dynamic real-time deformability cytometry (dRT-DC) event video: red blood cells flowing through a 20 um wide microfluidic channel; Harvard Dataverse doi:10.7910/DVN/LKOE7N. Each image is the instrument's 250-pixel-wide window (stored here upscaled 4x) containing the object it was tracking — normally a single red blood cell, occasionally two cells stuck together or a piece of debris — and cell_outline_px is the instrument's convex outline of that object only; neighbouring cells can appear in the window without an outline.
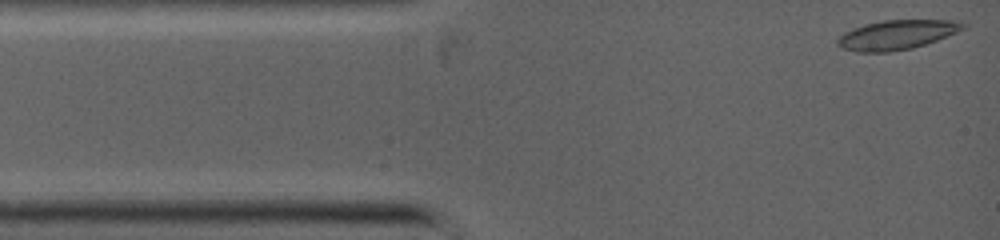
{"species": "common noctule bat (a hibernating species)", "species_latin": "Nyctalus noctula", "temperature_condition": "warm", "stored_images_in_passage": 60, "camera_frame_rate_fps": 5000, "um_per_image_px": 0.085, "animal": {"sex": "female", "body_mass_g": 19.0, "forearm_length_mm": 53.3}, "frame": {"image": 1, "passage_image": 1, "time_ms": 0.0, "image_size_px": [1000, 240], "cell_outline_px": [[968, 28], [936, 40], [912, 48], [888, 52], [856, 52], [840, 48], [836, 44], [836, 40], [844, 32], [852, 28], [864, 24], [884, 20], [956, 20], [968, 24]], "centroid_in_image_um": [76.22, 2.95], "position_along_channel_um": 8.8, "area_um2": 21.73}}
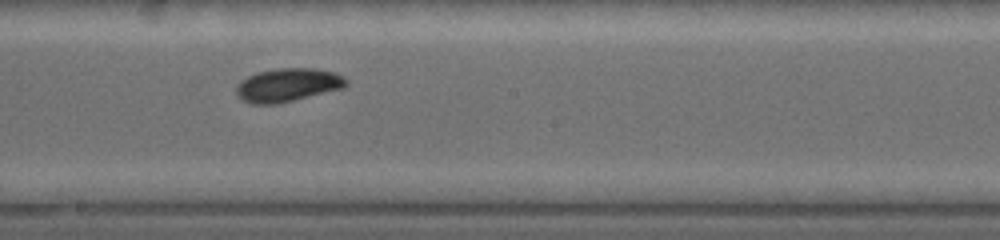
{"frame": {"image": 2, "passage_image": 35, "time_ms": 5.6, "image_size_px": [1000, 240], "cell_outline_px": [[348, 84], [344, 88], [276, 104], [252, 104], [240, 100], [236, 96], [236, 84], [240, 80], [256, 72], [276, 68], [312, 68], [332, 72], [348, 80]], "centroid_in_image_um": [24.39, 7.23], "position_along_channel_um": 223.8, "area_um2": 21.5}}
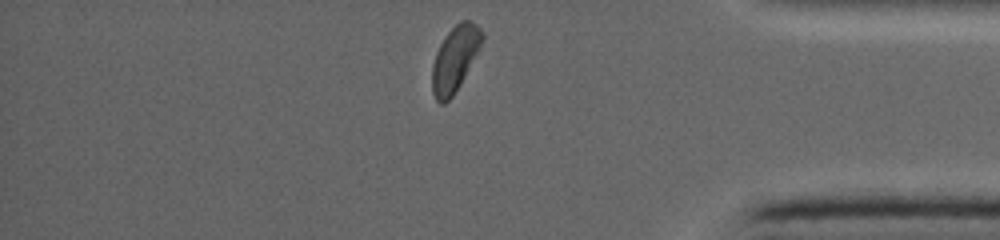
{"frame": {"image": 3, "passage_image": 60, "time_ms": 9.6, "image_size_px": [1000, 240], "cell_outline_px": [[484, 36], [480, 48], [460, 84], [452, 96], [444, 104], [440, 104], [436, 100], [432, 92], [432, 64], [436, 52], [444, 36], [460, 20], [472, 20], [484, 32]], "centroid_in_image_um": [38.67, 4.97], "position_along_channel_um": 396.5, "area_um2": 19.02}}